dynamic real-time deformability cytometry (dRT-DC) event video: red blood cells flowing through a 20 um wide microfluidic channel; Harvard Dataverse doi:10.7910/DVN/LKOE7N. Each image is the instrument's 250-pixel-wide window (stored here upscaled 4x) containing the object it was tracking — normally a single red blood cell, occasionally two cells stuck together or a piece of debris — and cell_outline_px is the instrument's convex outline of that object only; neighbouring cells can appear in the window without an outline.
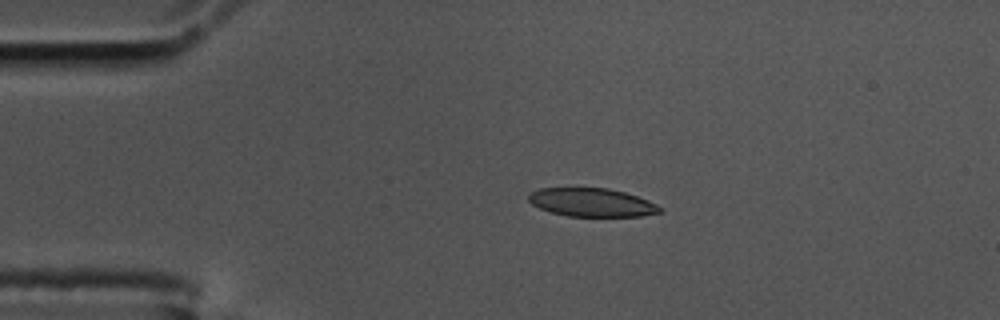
{"species": "common noctule bat (a hibernating species)", "species_latin": "Nyctalus noctula", "temperature_condition": "cold", "stored_images_in_passage": 47, "camera_frame_rate_fps": 3000, "um_per_image_px": 0.085, "animal": {"sex": "male", "body_mass_g": 17.5, "forearm_length_mm": 52.3}, "frame": {"image": 1, "passage_image": 1, "time_ms": 0.0, "image_size_px": [1000, 320], "cell_outline_px": [[660, 212], [640, 216], [568, 216], [552, 212], [540, 208], [532, 204], [528, 200], [528, 196], [532, 192], [540, 188], [608, 188], [624, 192], [648, 200], [656, 204], [660, 208]], "centroid_in_image_um": [50.28, 17.2], "position_along_channel_um": 34.7, "area_um2": 21.44}}
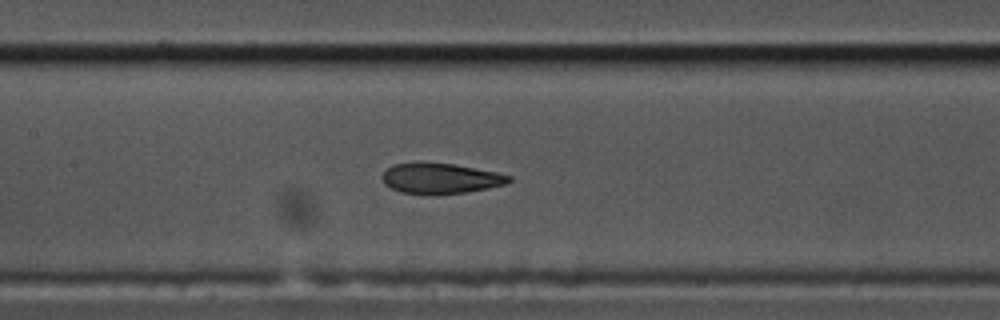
{"frame": {"image": 2, "passage_image": 16, "time_ms": 5.0, "image_size_px": [1000, 320], "cell_outline_px": [[512, 180], [504, 184], [488, 188], [464, 192], [432, 196], [400, 192], [384, 184], [380, 176], [392, 164], [420, 160], [452, 164], [496, 172], [512, 176]], "centroid_in_image_um": [37.36, 15.15], "position_along_channel_um": 170.0, "area_um2": 23.12}}
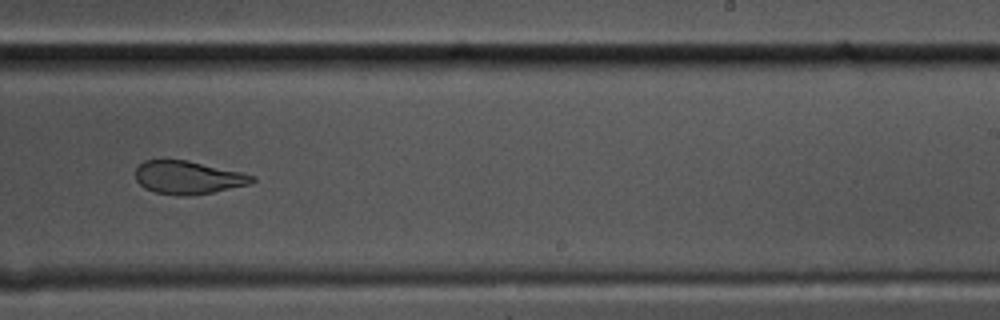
{"frame": {"image": 3, "passage_image": 25, "time_ms": 8.0, "image_size_px": [1000, 320], "cell_outline_px": [[256, 180], [248, 184], [212, 192], [188, 196], [176, 196], [156, 192], [144, 188], [136, 180], [136, 168], [144, 160], [188, 160], [244, 172], [256, 176]], "centroid_in_image_um": [16.0, 15.08], "position_along_channel_um": 273.0, "area_um2": 22.6}, "authors_computed_cell_mechanics": {"area_um2": 23.3512, "velocity_mm_per_s": 3.4422, "shape_relaxation_time_tau1_ms": 9.9203, "shape_relaxation_time_tau2_ms": 1.8852, "deformation_change_tau1": 0.2295, "deformation_change_tau2": 0.0771}}